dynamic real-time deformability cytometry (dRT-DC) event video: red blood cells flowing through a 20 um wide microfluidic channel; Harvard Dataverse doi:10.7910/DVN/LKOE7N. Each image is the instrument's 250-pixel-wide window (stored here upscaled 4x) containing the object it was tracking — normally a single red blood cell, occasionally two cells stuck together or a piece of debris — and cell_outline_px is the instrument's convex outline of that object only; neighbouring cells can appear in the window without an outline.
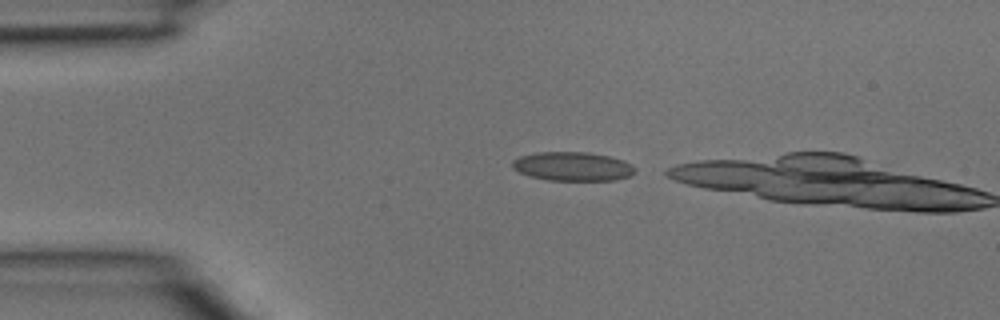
{"species": "common noctule bat (a hibernating species)", "species_latin": "Nyctalus noctula", "temperature_condition": "room temperature", "stored_images_in_passage": 2, "camera_frame_rate_fps": 3000, "um_per_image_px": 0.085, "animal": {"sex": "male", "body_mass_g": 15.6}, "frame": {"image": 1, "passage_image": 1, "time_ms": 0.0, "image_size_px": [1000, 320], "cell_outline_px": [[636, 172], [628, 176], [616, 180], [548, 180], [528, 176], [512, 168], [512, 160], [520, 156], [536, 152], [588, 152], [608, 156], [624, 160], [632, 164], [636, 168]], "centroid_in_image_um": [48.67, 14.14], "position_along_channel_um": 36.3, "area_um2": 20.81}}